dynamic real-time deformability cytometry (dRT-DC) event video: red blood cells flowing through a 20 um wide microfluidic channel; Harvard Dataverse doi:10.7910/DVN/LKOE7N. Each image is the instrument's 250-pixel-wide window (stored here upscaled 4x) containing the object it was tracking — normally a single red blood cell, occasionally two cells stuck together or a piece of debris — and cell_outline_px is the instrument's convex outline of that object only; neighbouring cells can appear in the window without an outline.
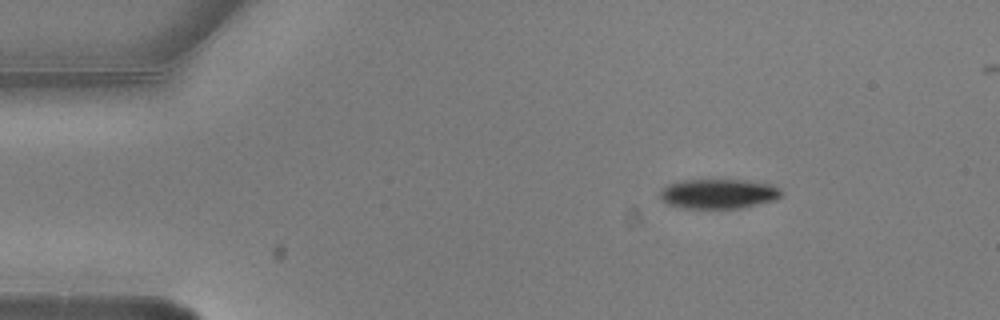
{"species": "common noctule bat (a hibernating species)", "species_latin": "Nyctalus noctula", "temperature_condition": "warm", "stored_images_in_passage": 3, "camera_frame_rate_fps": 3000, "um_per_image_px": 0.085, "animal": {"sex": "male", "body_mass_g": 20.5, "forearm_length_mm": 52.5}, "frame": {"image": 1, "passage_image": 1, "time_ms": 0.0, "image_size_px": [1000, 320], "cell_outline_px": [[784, 192], [776, 200], [740, 208], [680, 208], [668, 204], [660, 200], [660, 188], [668, 184], [680, 180], [748, 180], [772, 184], [780, 188]], "centroid_in_image_um": [61.06, 16.46], "position_along_channel_um": 23.9, "area_um2": 21.33}}
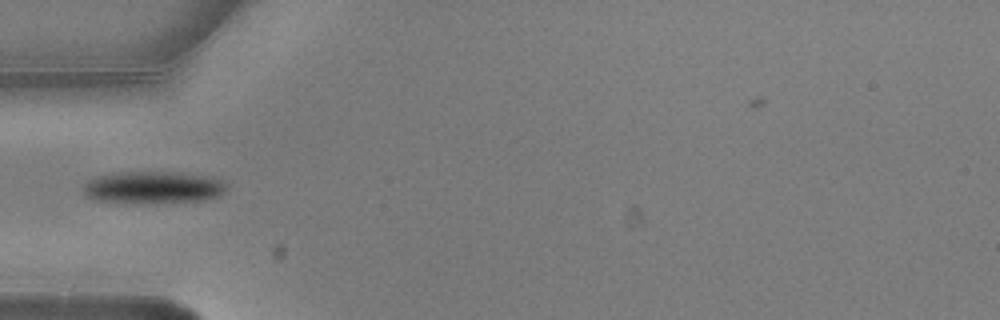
{"frame": {"image": 2, "passage_image": 3, "time_ms": 0.667, "image_size_px": [1000, 320], "cell_outline_px": [[228, 184], [224, 192], [220, 196], [204, 200], [96, 200], [88, 196], [84, 192], [84, 184], [88, 180], [100, 176], [116, 172], [180, 172], [212, 176]], "centroid_in_image_um": [13.11, 15.86], "position_along_channel_um": 71.9, "area_um2": 25.66}}